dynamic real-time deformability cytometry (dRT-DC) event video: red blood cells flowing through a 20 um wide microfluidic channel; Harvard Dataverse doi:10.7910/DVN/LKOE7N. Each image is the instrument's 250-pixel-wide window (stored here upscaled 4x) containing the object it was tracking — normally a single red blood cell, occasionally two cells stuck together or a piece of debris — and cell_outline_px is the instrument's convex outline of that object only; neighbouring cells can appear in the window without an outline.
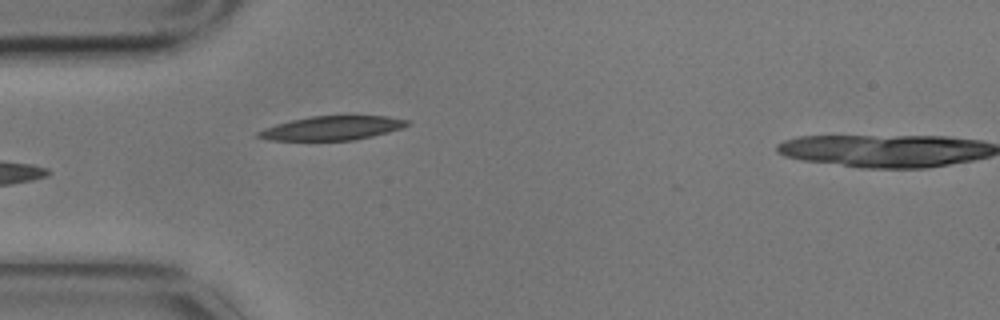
{"species": "common noctule bat (a hibernating species)", "species_latin": "Nyctalus noctula", "temperature_condition": "cold", "stored_images_in_passage": 2, "camera_frame_rate_fps": 3000, "um_per_image_px": 0.085, "animal": {"sex": "male", "body_mass_g": 17.9}, "frame": {"image": 1, "passage_image": 1, "time_ms": 0.0, "image_size_px": [1000, 320], "cell_outline_px": [[412, 124], [404, 128], [372, 136], [352, 140], [268, 140], [256, 136], [256, 132], [264, 128], [276, 124], [292, 120], [312, 116], [388, 116], [412, 120]], "centroid_in_image_um": [28.29, 10.88], "position_along_channel_um": 56.7, "area_um2": 20.92}}